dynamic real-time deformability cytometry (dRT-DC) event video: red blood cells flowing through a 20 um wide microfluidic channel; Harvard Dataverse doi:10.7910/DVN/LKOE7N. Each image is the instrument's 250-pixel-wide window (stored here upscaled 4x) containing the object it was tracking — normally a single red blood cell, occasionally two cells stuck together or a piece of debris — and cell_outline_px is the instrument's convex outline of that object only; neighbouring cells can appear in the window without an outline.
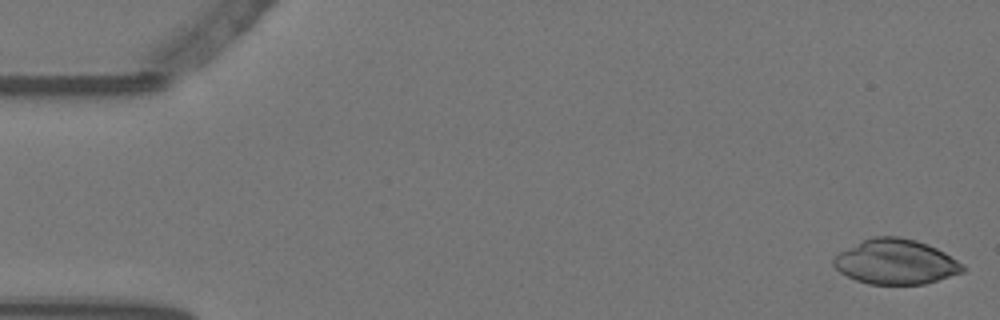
{"species": "Egyptian fruit bat (a non-hibernating species)", "species_latin": "Rousettus aegyptiacus", "temperature_condition": "warm", "stored_images_in_passage": 53, "camera_frame_rate_fps": 3000, "um_per_image_px": 0.085, "animal": {"sex": "female"}, "frame": {"image": 1, "passage_image": 1, "time_ms": 0.0, "image_size_px": [1000, 320], "cell_outline_px": [[968, 268], [964, 272], [924, 284], [868, 284], [856, 280], [840, 272], [832, 264], [832, 256], [836, 252], [872, 236], [896, 236], [916, 240], [928, 244], [944, 252], [964, 264]], "centroid_in_image_um": [76.12, 22.25], "position_along_channel_um": 8.9, "area_um2": 34.16}}